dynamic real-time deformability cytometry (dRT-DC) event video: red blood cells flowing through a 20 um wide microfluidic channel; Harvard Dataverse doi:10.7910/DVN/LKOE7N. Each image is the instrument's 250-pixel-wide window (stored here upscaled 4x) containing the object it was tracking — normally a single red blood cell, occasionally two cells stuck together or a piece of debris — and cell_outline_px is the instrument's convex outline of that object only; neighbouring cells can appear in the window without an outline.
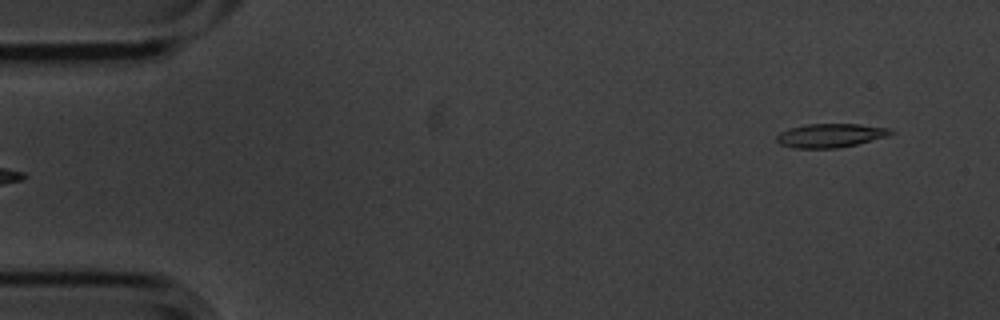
{"species": "common noctule bat (a hibernating species)", "species_latin": "Nyctalus noctula", "temperature_condition": "cold", "stored_images_in_passage": 5, "segment_of_instrument_passage": [2, 2], "camera_frame_rate_fps": 3000, "um_per_image_px": 0.085, "animal": {"sex": "male", "body_mass_g": 20.1, "forearm_length_mm": 53.5}, "frame": {"image": 1, "passage_image": 5, "time_ms": 1.333, "image_size_px": [1000, 320], "cell_outline_px": [[896, 132], [888, 136], [856, 144], [836, 148], [792, 148], [780, 144], [776, 140], [776, 136], [780, 132], [788, 128], [808, 124], [860, 124], [892, 128]], "centroid_in_image_um": [70.6, 11.51], "position_along_channel_um": 14.4, "area_um2": 15.95}}